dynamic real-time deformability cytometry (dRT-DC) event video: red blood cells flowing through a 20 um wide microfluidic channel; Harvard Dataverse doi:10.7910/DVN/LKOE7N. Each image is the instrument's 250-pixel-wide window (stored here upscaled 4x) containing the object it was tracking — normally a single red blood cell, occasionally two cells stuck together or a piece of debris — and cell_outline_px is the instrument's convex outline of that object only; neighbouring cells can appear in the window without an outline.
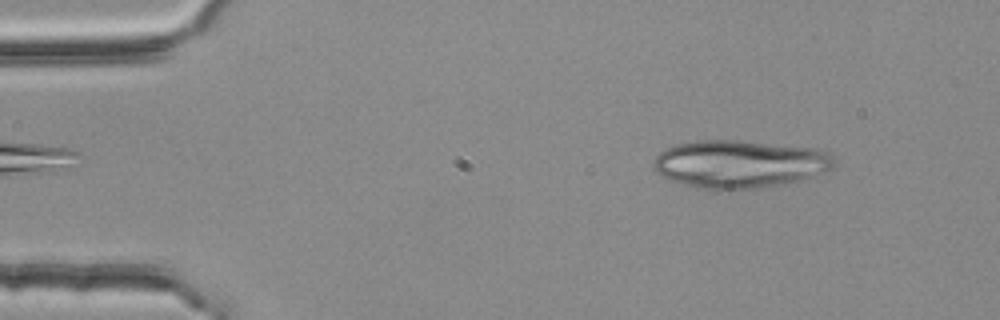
{"species": "common noctule bat (a hibernating species)", "species_latin": "Nyctalus noctula", "temperature_condition": "room temperature", "stored_images_in_passage": 16, "camera_frame_rate_fps": 3000, "um_per_image_px": 0.085, "animal": {"sex": "female", "body_mass_g": 25.1}, "frame": {"image": 1, "passage_image": 5, "time_ms": 1.333, "image_size_px": [1000, 320], "cell_outline_px": [[836, 168], [828, 172], [800, 180], [784, 184], [760, 188], [696, 188], [668, 180], [660, 176], [652, 168], [652, 160], [660, 152], [676, 144], [696, 140], [740, 140], [820, 148], [828, 152], [832, 156], [836, 164]], "centroid_in_image_um": [62.9, 13.92], "position_along_channel_um": 22.1, "area_um2": 50.98}}